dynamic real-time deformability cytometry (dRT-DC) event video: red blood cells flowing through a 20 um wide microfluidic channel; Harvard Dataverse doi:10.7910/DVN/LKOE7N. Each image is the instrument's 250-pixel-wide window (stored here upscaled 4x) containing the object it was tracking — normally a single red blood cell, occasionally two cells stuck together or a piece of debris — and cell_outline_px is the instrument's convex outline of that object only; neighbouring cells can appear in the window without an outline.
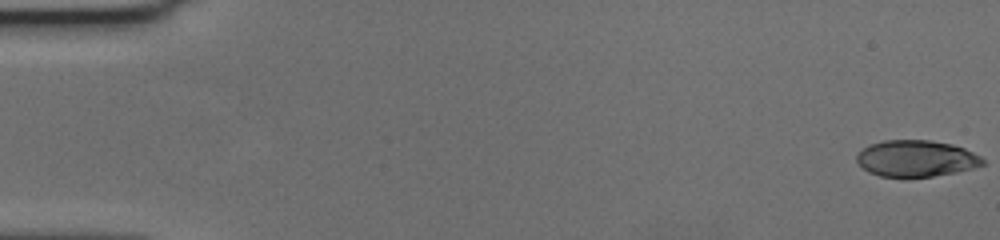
{"species": "human", "species_latin": "Homo sapiens", "temperature_condition": "cold", "stored_images_in_passage": 59, "camera_frame_rate_fps": 3000, "um_per_image_px": 0.085, "donor": {"sex": "female"}, "frame": {"image": 1, "passage_image": 1, "time_ms": 0.0, "image_size_px": [1000, 240], "cell_outline_px": [[984, 164], [972, 168], [956, 172], [908, 180], [880, 176], [868, 172], [856, 160], [856, 156], [868, 144], [884, 140], [928, 140], [952, 144], [964, 148], [980, 156], [984, 160]], "centroid_in_image_um": [77.84, 13.5], "position_along_channel_um": 7.2, "area_um2": 27.22}}
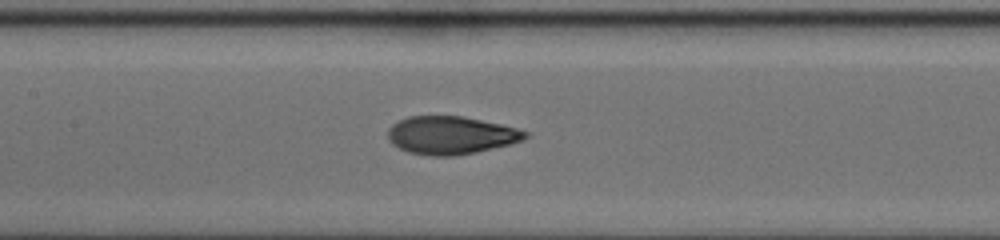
{"frame": {"image": 2, "passage_image": 29, "time_ms": 9.333, "image_size_px": [1000, 240], "cell_outline_px": [[528, 136], [524, 140], [476, 152], [452, 156], [428, 156], [408, 152], [392, 144], [388, 140], [388, 128], [392, 124], [408, 116], [464, 116], [500, 124], [516, 128], [528, 132]], "centroid_in_image_um": [38.3, 11.49], "position_along_channel_um": 169.1, "area_um2": 30.35}}
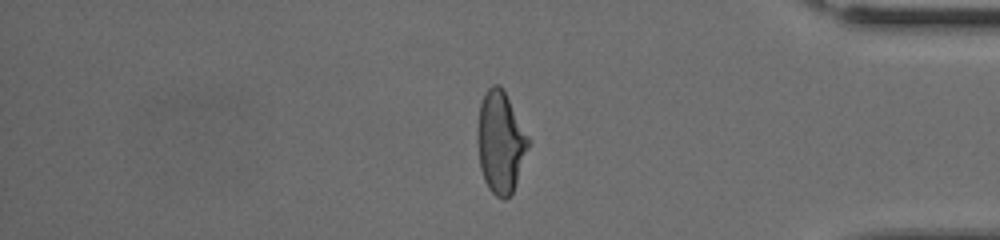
{"frame": {"image": 3, "passage_image": 50, "time_ms": 16.333, "image_size_px": [1000, 240], "cell_outline_px": [[528, 148], [512, 192], [504, 200], [496, 196], [488, 188], [484, 180], [480, 168], [476, 140], [476, 128], [480, 104], [484, 92], [492, 84], [500, 84], [528, 136]], "centroid_in_image_um": [42.49, 12.07], "position_along_channel_um": 392.7, "area_um2": 29.94}, "authors_computed_cell_mechanics": {"area_um2": 29.9404, "velocity_mm_per_s": 3.5492, "shape_relaxation_time_tau1_ms": 4.7397, "shape_relaxation_time_tau2_ms": 1.1494, "deformation_change_tau1": 0.1967, "deformation_change_tau2": 0.0638}}